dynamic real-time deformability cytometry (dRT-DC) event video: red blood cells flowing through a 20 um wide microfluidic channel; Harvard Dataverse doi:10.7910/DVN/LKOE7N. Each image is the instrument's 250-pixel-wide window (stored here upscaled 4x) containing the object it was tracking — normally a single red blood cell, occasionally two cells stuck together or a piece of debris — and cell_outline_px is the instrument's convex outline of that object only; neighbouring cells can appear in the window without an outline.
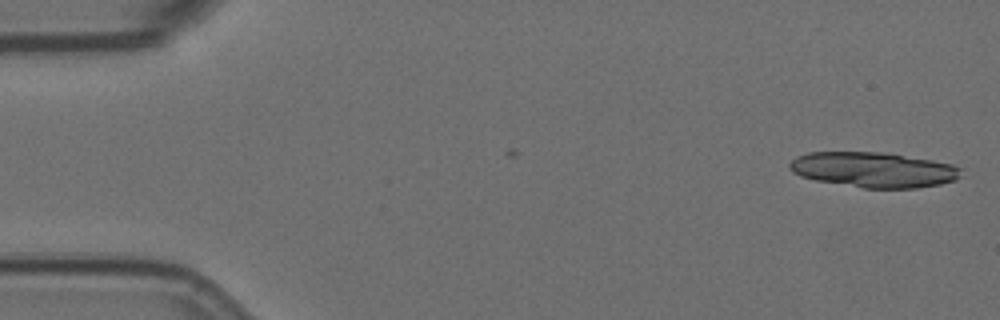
{"species": "Egyptian fruit bat (a non-hibernating species)", "species_latin": "Rousettus aegyptiacus", "temperature_condition": "room temperature", "stored_images_in_passage": 6, "camera_frame_rate_fps": 3000, "um_per_image_px": 0.085, "animal": {"sex": "female"}, "frame": {"image": 1, "passage_image": 1, "time_ms": 0.0, "image_size_px": [1000, 320], "cell_outline_px": [[960, 176], [956, 180], [940, 184], [916, 188], [864, 188], [816, 180], [800, 176], [792, 172], [788, 168], [788, 164], [796, 156], [808, 152], [884, 152], [932, 160], [952, 164], [960, 168]], "centroid_in_image_um": [74.22, 14.42], "position_along_channel_um": 10.8, "area_um2": 35.26}}